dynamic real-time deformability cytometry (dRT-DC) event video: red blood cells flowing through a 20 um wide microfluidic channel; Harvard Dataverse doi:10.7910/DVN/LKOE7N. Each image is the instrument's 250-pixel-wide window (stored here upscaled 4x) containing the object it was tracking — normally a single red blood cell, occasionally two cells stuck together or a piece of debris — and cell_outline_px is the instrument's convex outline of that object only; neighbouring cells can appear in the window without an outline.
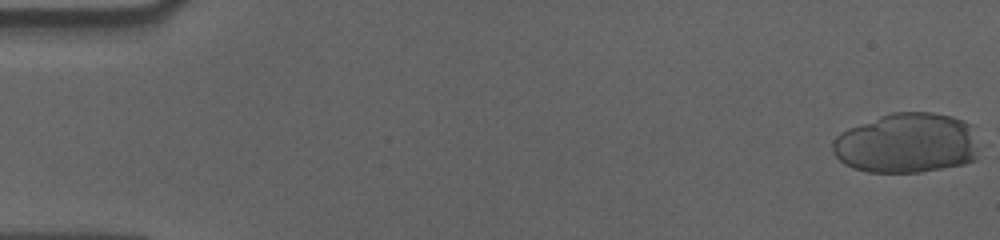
{"species": "human", "species_latin": "Homo sapiens", "temperature_condition": "cold", "stored_images_in_passage": 23, "camera_frame_rate_fps": 3000, "um_per_image_px": 0.085, "donor": {"sex": "male"}, "frame": {"image": 1, "passage_image": 1, "time_ms": 0.0, "image_size_px": [1000, 240], "cell_outline_px": [[980, 148], [976, 160], [964, 164], [920, 172], [868, 172], [852, 168], [844, 164], [832, 152], [832, 140], [840, 132], [848, 128], [892, 112], [932, 112], [952, 116], [964, 120], [972, 124]], "centroid_in_image_um": [77.12, 12.17], "position_along_channel_um": 7.9, "area_um2": 51.96}}